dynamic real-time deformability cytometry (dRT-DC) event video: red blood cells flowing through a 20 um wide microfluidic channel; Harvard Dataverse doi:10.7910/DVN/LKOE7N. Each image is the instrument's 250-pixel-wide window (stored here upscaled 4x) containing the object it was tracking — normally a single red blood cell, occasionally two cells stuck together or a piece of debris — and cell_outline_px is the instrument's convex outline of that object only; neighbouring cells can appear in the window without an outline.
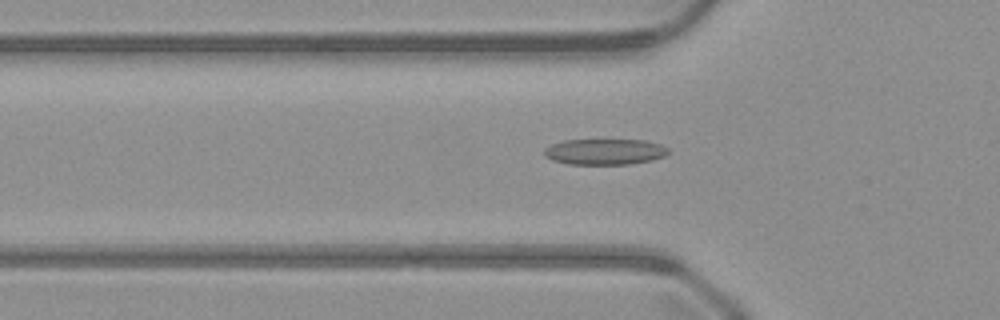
{"species": "common noctule bat (a hibernating species)", "species_latin": "Nyctalus noctula", "temperature_condition": "warm", "stored_images_in_passage": 50, "camera_frame_rate_fps": 3000, "um_per_image_px": 0.085, "animal": {"sex": "male", "body_mass_g": 23.1, "forearm_length_mm": 52.7}, "frame": {"image": 1, "passage_image": 16, "time_ms": 5.0, "image_size_px": [1000, 320], "cell_outline_px": [[668, 152], [664, 156], [652, 160], [628, 164], [568, 164], [552, 160], [544, 156], [544, 148], [552, 144], [564, 140], [648, 140], [660, 144], [668, 148]], "centroid_in_image_um": [51.39, 12.89], "position_along_channel_um": 74.4, "area_um2": 18.73}}
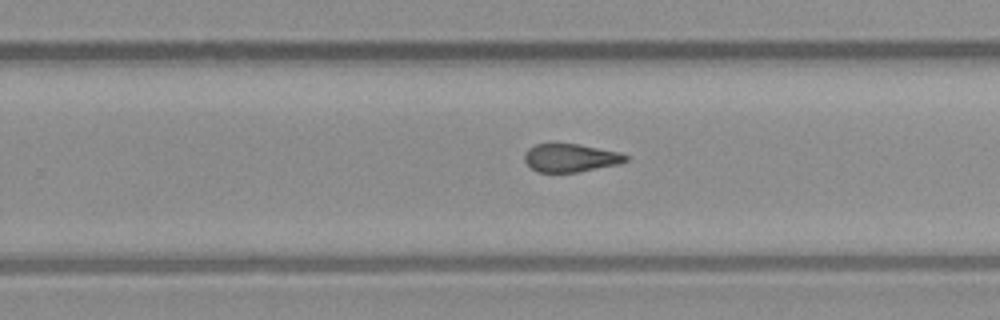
{"frame": {"image": 2, "passage_image": 31, "time_ms": 10.0, "image_size_px": [1000, 320], "cell_outline_px": [[628, 160], [616, 164], [576, 172], [536, 172], [524, 160], [524, 152], [528, 148], [536, 144], [552, 140], [580, 144], [620, 152], [628, 156]], "centroid_in_image_um": [48.42, 13.36], "position_along_channel_um": 281.4, "area_um2": 17.11}}
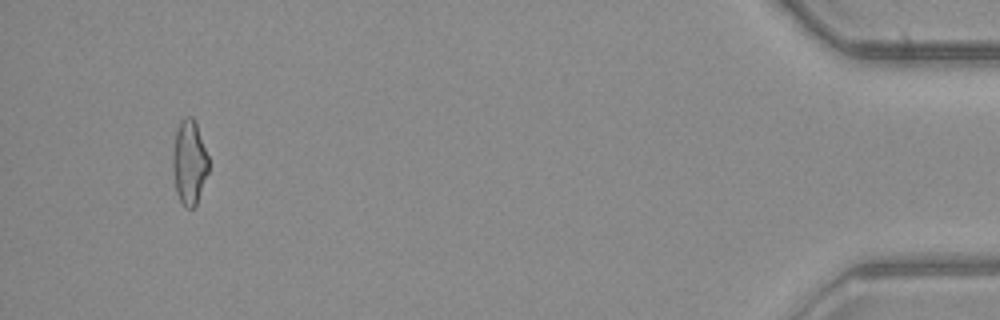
{"frame": {"image": 3, "passage_image": 47, "time_ms": 15.333, "image_size_px": [1000, 320], "cell_outline_px": [[208, 172], [196, 204], [192, 208], [188, 208], [180, 200], [176, 192], [172, 168], [172, 156], [176, 132], [180, 120], [184, 116], [192, 116], [196, 120], [208, 156]], "centroid_in_image_um": [16.08, 13.74], "position_along_channel_um": 419.1, "area_um2": 17.63}}